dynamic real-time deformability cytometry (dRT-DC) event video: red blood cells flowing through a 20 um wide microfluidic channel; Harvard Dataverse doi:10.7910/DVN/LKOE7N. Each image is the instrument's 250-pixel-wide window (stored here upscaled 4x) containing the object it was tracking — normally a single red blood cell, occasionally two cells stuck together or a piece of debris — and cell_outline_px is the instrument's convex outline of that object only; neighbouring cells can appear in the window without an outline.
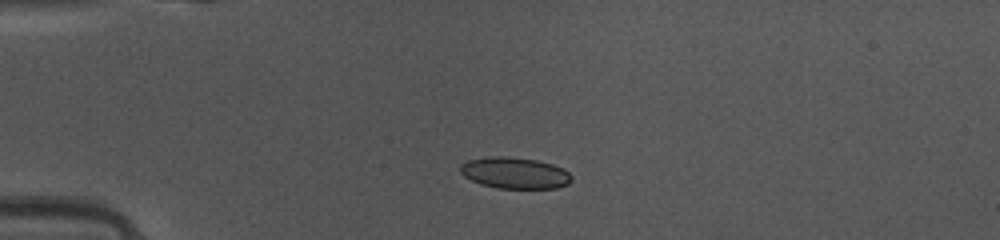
{"species": "common noctule bat (a hibernating species)", "species_latin": "Nyctalus noctula", "temperature_condition": "warm", "stored_images_in_passage": 37, "camera_frame_rate_fps": 3000, "um_per_image_px": 0.085, "animal": {"sex": "female", "body_mass_g": 10.0, "forearm_length_mm": 53.1}, "frame": {"image": 1, "passage_image": 1, "time_ms": 0.0, "image_size_px": [1000, 240], "cell_outline_px": [[572, 180], [568, 184], [556, 188], [496, 188], [480, 184], [464, 176], [460, 172], [460, 164], [468, 160], [488, 156], [504, 156], [536, 160], [552, 164], [564, 168], [572, 176]], "centroid_in_image_um": [43.75, 14.7], "position_along_channel_um": 41.2, "area_um2": 20.4}}
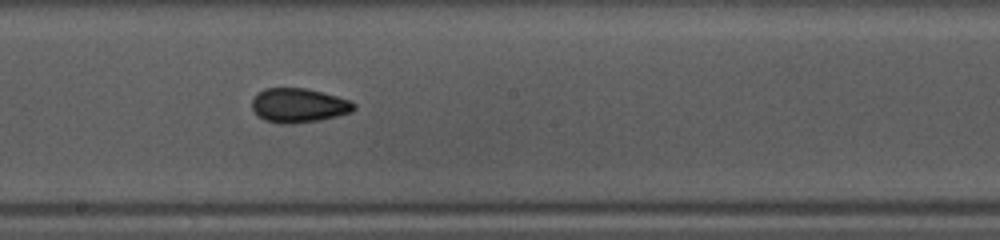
{"frame": {"image": 2, "passage_image": 16, "time_ms": 5.0, "image_size_px": [1000, 240], "cell_outline_px": [[356, 108], [352, 112], [320, 120], [288, 124], [280, 124], [264, 120], [252, 108], [252, 96], [256, 92], [264, 88], [304, 88], [352, 100], [356, 104]], "centroid_in_image_um": [25.38, 8.95], "position_along_channel_um": 222.8, "area_um2": 20.46}}
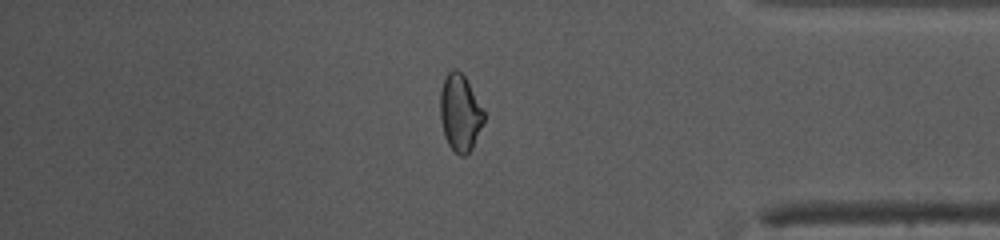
{"frame": {"image": 3, "passage_image": 30, "time_ms": 9.667, "image_size_px": [1000, 240], "cell_outline_px": [[484, 120], [472, 148], [464, 156], [460, 156], [448, 144], [444, 136], [440, 120], [440, 92], [444, 80], [448, 72], [452, 68], [456, 68], [464, 76], [484, 112]], "centroid_in_image_um": [39.07, 9.59], "position_along_channel_um": 396.1, "area_um2": 19.25}, "authors_computed_cell_mechanics": {"area_um2": 19.941, "velocity_mm_per_s": 4.1576, "shape_relaxation_time_tau1_ms": null, "shape_relaxation_time_tau2_ms": 1.8668, "deformation_change_tau1": null, "deformation_change_tau2": 0.0755}}